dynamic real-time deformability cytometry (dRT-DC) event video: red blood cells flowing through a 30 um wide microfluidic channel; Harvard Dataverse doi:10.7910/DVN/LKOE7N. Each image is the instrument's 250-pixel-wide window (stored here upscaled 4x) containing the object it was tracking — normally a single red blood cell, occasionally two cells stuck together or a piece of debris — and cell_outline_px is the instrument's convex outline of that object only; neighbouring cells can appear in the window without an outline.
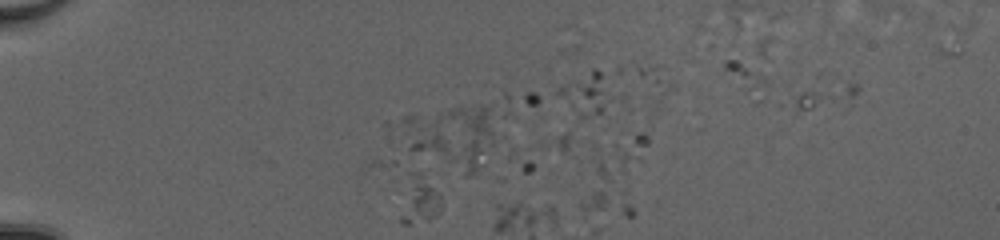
{"species": "common noctule bat (a hibernating species)", "species_latin": "Nyctalus noctula", "temperature_condition": "cold", "stored_images_in_passage": 5, "camera_frame_rate_fps": 3000, "um_per_image_px": 0.085, "animal": {"sex": "female", "body_mass_g": 20.0, "forearm_length_mm": 54.0}, "frame": {"image": 1, "passage_image": 4, "time_ms": 1.0, "image_size_px": [1000, 240], "cell_outline_px": [[440, 212], [436, 216], [412, 224], [400, 224], [392, 164], [392, 160], [396, 160], [420, 172], [440, 196]], "centroid_in_image_um": [35.2, 16.58], "position_along_channel_um": 49.8, "area_um2": 14.97}}